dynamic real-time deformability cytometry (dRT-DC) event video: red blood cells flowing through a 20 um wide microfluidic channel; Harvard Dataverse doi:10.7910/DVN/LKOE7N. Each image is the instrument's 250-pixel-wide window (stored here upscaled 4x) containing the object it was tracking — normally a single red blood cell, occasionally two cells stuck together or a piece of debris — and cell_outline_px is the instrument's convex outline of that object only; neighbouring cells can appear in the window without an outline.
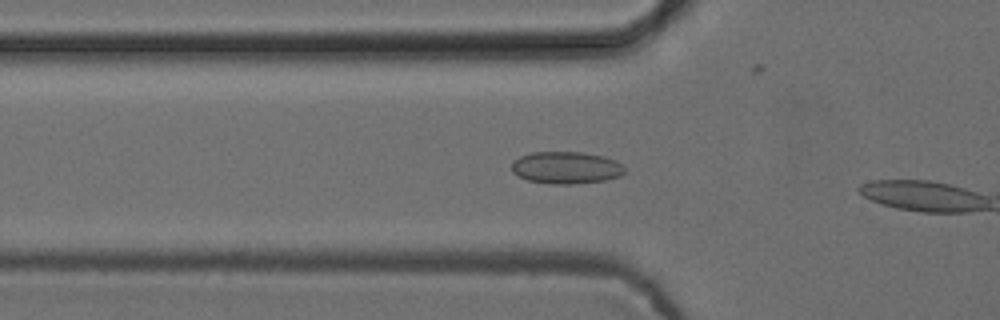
{"species": "common noctule bat (a hibernating species)", "species_latin": "Nyctalus noctula", "temperature_condition": "cold", "stored_images_in_passage": 8, "camera_frame_rate_fps": 3000, "um_per_image_px": 0.085, "animal": {"sex": "female", "body_mass_g": 24.6, "forearm_length_mm": 56.2}, "frame": {"image": 1, "passage_image": 6, "time_ms": 1.667, "image_size_px": [1000, 320], "cell_outline_px": [[624, 172], [620, 176], [604, 180], [576, 184], [548, 184], [528, 180], [512, 172], [512, 160], [520, 156], [532, 152], [584, 152], [604, 156], [616, 160], [624, 168]], "centroid_in_image_um": [48.11, 14.25], "position_along_channel_um": 77.7, "area_um2": 21.27}}